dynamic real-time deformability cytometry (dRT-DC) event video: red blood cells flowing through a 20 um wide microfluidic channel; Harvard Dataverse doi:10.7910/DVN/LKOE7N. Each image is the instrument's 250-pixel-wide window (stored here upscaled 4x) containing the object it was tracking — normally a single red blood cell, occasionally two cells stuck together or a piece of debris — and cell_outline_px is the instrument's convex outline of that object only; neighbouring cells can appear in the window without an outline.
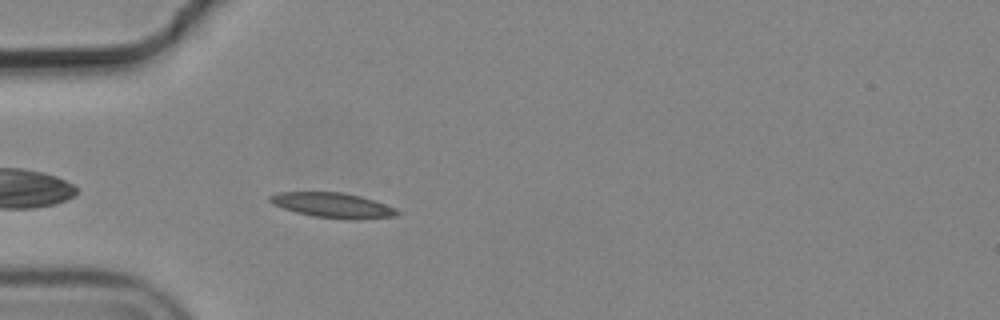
{"species": "common noctule bat (a hibernating species)", "species_latin": "Nyctalus noctula", "temperature_condition": "cold", "stored_images_in_passage": 5, "camera_frame_rate_fps": 3000, "um_per_image_px": 0.085, "animal": {"sex": "male", "body_mass_g": 19.2, "forearm_length_mm": 51.8}, "frame": {"image": 1, "passage_image": 5, "time_ms": 1.333, "image_size_px": [1000, 320], "cell_outline_px": [[400, 212], [396, 216], [352, 220], [312, 216], [296, 212], [272, 204], [268, 200], [268, 196], [276, 192], [344, 192], [376, 200], [396, 208]], "centroid_in_image_um": [28.29, 17.44], "position_along_channel_um": 56.7, "area_um2": 18.73}}